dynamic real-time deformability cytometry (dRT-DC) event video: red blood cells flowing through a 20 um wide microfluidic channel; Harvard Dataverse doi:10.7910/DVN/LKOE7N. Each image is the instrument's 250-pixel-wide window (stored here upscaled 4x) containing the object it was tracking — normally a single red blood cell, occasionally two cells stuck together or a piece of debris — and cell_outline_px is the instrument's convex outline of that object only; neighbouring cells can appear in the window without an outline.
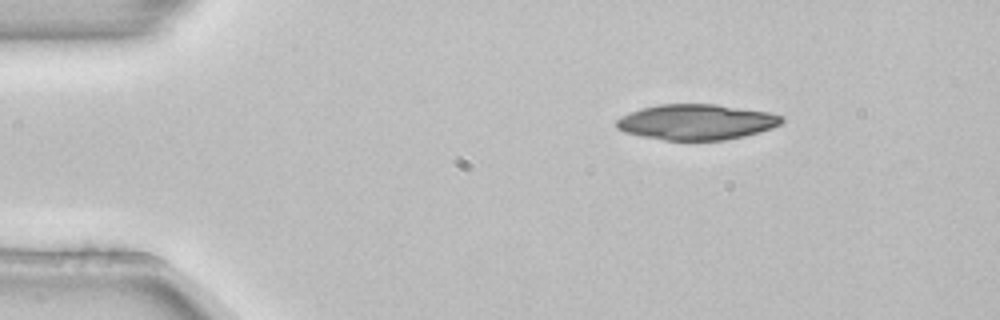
{"species": "common noctule bat (a hibernating species)", "species_latin": "Nyctalus noctula", "temperature_condition": "room temperature", "stored_images_in_passage": 3, "camera_frame_rate_fps": 3000, "um_per_image_px": 0.085, "animal": {"sex": "female", "body_mass_g": 22.7, "forearm_length_mm": 54.2}, "frame": {"image": 1, "passage_image": 1, "time_ms": 0.0, "image_size_px": [1000, 320], "cell_outline_px": [[784, 120], [780, 124], [772, 128], [760, 132], [744, 136], [724, 140], [664, 140], [624, 132], [616, 128], [616, 120], [620, 116], [640, 108], [660, 104], [716, 104], [768, 112], [784, 116]], "centroid_in_image_um": [59.19, 10.36], "position_along_channel_um": 25.8, "area_um2": 34.28}}